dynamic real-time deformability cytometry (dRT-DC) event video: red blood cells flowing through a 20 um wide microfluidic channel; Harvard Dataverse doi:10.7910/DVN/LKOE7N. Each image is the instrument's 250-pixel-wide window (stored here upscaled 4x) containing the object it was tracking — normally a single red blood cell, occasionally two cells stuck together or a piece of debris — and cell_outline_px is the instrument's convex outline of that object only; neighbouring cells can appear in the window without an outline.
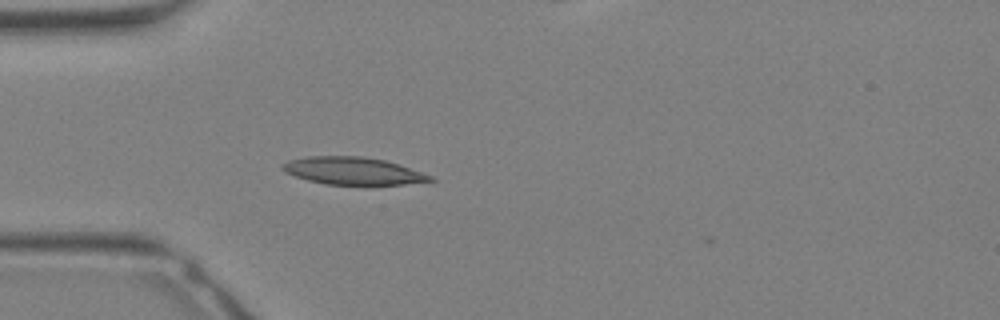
{"species": "Egyptian fruit bat (a non-hibernating species)", "species_latin": "Rousettus aegyptiacus", "temperature_condition": "warm", "stored_images_in_passage": 26, "segment_of_instrument_passage": [1, 2], "camera_frame_rate_fps": 3000, "um_per_image_px": 0.085, "animal": {"sex": "female"}, "frame": {"image": 1, "passage_image": 1, "time_ms": 0.0, "image_size_px": [1000, 320], "cell_outline_px": [[436, 180], [404, 184], [324, 184], [308, 180], [284, 172], [280, 168], [280, 164], [288, 160], [308, 156], [364, 156], [384, 160], [432, 176]], "centroid_in_image_um": [29.92, 14.51], "position_along_channel_um": 55.1, "area_um2": 23.35}}
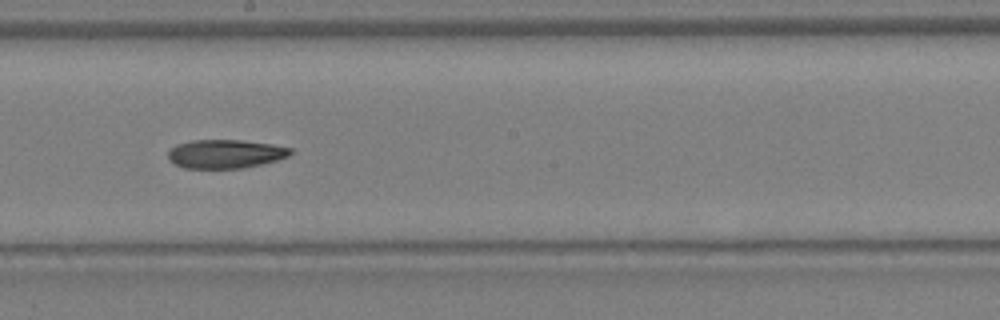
{"frame": {"image": 2, "passage_image": 10, "time_ms": 3.0, "image_size_px": [1000, 320], "cell_outline_px": [[292, 152], [288, 156], [276, 160], [244, 168], [184, 168], [168, 160], [168, 152], [176, 144], [192, 140], [240, 140], [272, 144], [292, 148]], "centroid_in_image_um": [19.14, 13.08], "position_along_channel_um": 229.1, "area_um2": 20.4}}
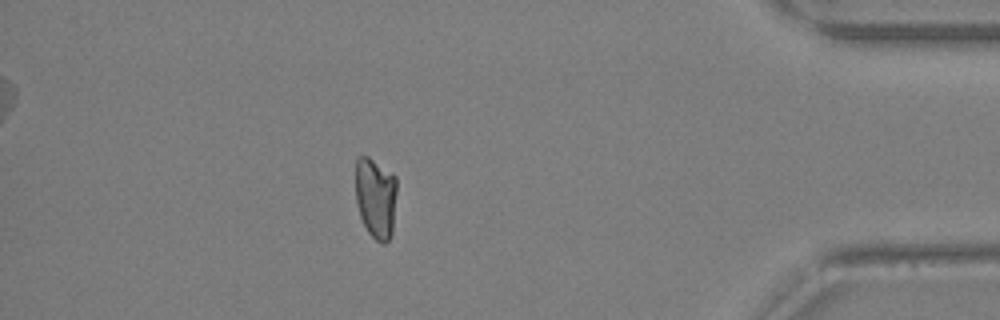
{"frame": {"image": 3, "passage_image": 21, "time_ms": 6.667, "image_size_px": [1000, 320], "cell_outline_px": [[396, 192], [392, 232], [388, 240], [384, 244], [380, 244], [368, 232], [360, 216], [356, 200], [356, 160], [360, 156], [368, 156], [392, 172], [396, 176]], "centroid_in_image_um": [31.94, 16.79], "position_along_channel_um": 403.3, "area_um2": 19.54}}